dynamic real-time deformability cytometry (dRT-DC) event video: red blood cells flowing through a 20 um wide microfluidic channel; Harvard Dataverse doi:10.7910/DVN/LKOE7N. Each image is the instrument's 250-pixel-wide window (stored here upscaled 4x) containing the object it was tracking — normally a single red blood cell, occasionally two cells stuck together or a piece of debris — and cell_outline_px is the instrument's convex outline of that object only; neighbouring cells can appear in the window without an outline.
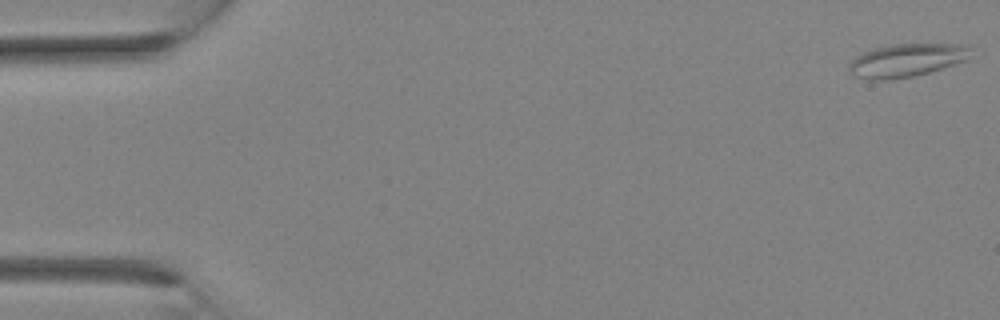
{"species": "Egyptian fruit bat (a non-hibernating species)", "species_latin": "Rousettus aegyptiacus", "temperature_condition": "room temperature", "stored_images_in_passage": 3, "camera_frame_rate_fps": 3000, "um_per_image_px": 0.085, "animal": {"sex": "female"}, "frame": {"image": 1, "passage_image": 1, "time_ms": 0.0, "image_size_px": [1000, 320], "cell_outline_px": [[972, 48], [968, 60], [928, 72], [912, 76], [888, 80], [868, 80], [852, 76], [848, 68], [848, 64], [856, 56], [864, 52], [876, 48], [892, 44], [968, 44]], "centroid_in_image_um": [77.05, 5.12], "position_along_channel_um": 7.9, "area_um2": 23.64}}